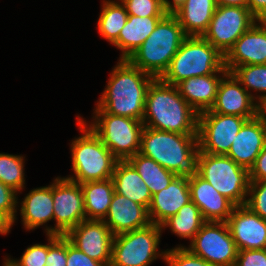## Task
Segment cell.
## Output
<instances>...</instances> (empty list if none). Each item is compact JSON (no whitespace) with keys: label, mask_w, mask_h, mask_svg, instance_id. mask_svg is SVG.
<instances>
[{"label":"cell","mask_w":266,"mask_h":266,"mask_svg":"<svg viewBox=\"0 0 266 266\" xmlns=\"http://www.w3.org/2000/svg\"><path fill=\"white\" fill-rule=\"evenodd\" d=\"M154 79L128 60L119 59L93 113H109L142 121L146 94Z\"/></svg>","instance_id":"cell-1"},{"label":"cell","mask_w":266,"mask_h":266,"mask_svg":"<svg viewBox=\"0 0 266 266\" xmlns=\"http://www.w3.org/2000/svg\"><path fill=\"white\" fill-rule=\"evenodd\" d=\"M144 126L179 134H197L198 113L179 94L175 85L155 78L145 100Z\"/></svg>","instance_id":"cell-2"},{"label":"cell","mask_w":266,"mask_h":266,"mask_svg":"<svg viewBox=\"0 0 266 266\" xmlns=\"http://www.w3.org/2000/svg\"><path fill=\"white\" fill-rule=\"evenodd\" d=\"M197 152V134L143 128L139 153L176 175L189 176L195 172Z\"/></svg>","instance_id":"cell-3"},{"label":"cell","mask_w":266,"mask_h":266,"mask_svg":"<svg viewBox=\"0 0 266 266\" xmlns=\"http://www.w3.org/2000/svg\"><path fill=\"white\" fill-rule=\"evenodd\" d=\"M187 36L174 14H165L154 31L127 59L134 67L160 78Z\"/></svg>","instance_id":"cell-4"},{"label":"cell","mask_w":266,"mask_h":266,"mask_svg":"<svg viewBox=\"0 0 266 266\" xmlns=\"http://www.w3.org/2000/svg\"><path fill=\"white\" fill-rule=\"evenodd\" d=\"M76 117L82 135L72 140L70 150L74 174L66 178L79 184L112 178L118 160L86 124L87 121Z\"/></svg>","instance_id":"cell-5"},{"label":"cell","mask_w":266,"mask_h":266,"mask_svg":"<svg viewBox=\"0 0 266 266\" xmlns=\"http://www.w3.org/2000/svg\"><path fill=\"white\" fill-rule=\"evenodd\" d=\"M228 72L224 55L202 36H187L160 79L176 85L184 79Z\"/></svg>","instance_id":"cell-6"},{"label":"cell","mask_w":266,"mask_h":266,"mask_svg":"<svg viewBox=\"0 0 266 266\" xmlns=\"http://www.w3.org/2000/svg\"><path fill=\"white\" fill-rule=\"evenodd\" d=\"M195 172L235 206L245 205L250 185L249 170L227 155L198 150Z\"/></svg>","instance_id":"cell-7"},{"label":"cell","mask_w":266,"mask_h":266,"mask_svg":"<svg viewBox=\"0 0 266 266\" xmlns=\"http://www.w3.org/2000/svg\"><path fill=\"white\" fill-rule=\"evenodd\" d=\"M93 114V122L86 124L118 161H126L140 152L142 121L109 113Z\"/></svg>","instance_id":"cell-8"},{"label":"cell","mask_w":266,"mask_h":266,"mask_svg":"<svg viewBox=\"0 0 266 266\" xmlns=\"http://www.w3.org/2000/svg\"><path fill=\"white\" fill-rule=\"evenodd\" d=\"M162 228L156 224L117 234L113 237L110 266H149L157 258H165L159 251Z\"/></svg>","instance_id":"cell-9"},{"label":"cell","mask_w":266,"mask_h":266,"mask_svg":"<svg viewBox=\"0 0 266 266\" xmlns=\"http://www.w3.org/2000/svg\"><path fill=\"white\" fill-rule=\"evenodd\" d=\"M188 246L191 253L214 266H235L238 248L226 222L206 221Z\"/></svg>","instance_id":"cell-10"},{"label":"cell","mask_w":266,"mask_h":266,"mask_svg":"<svg viewBox=\"0 0 266 266\" xmlns=\"http://www.w3.org/2000/svg\"><path fill=\"white\" fill-rule=\"evenodd\" d=\"M54 227H45L46 235H65L71 228L86 220L81 185L66 177L53 180Z\"/></svg>","instance_id":"cell-11"},{"label":"cell","mask_w":266,"mask_h":266,"mask_svg":"<svg viewBox=\"0 0 266 266\" xmlns=\"http://www.w3.org/2000/svg\"><path fill=\"white\" fill-rule=\"evenodd\" d=\"M258 19L247 7L217 6L203 38L224 56Z\"/></svg>","instance_id":"cell-12"},{"label":"cell","mask_w":266,"mask_h":266,"mask_svg":"<svg viewBox=\"0 0 266 266\" xmlns=\"http://www.w3.org/2000/svg\"><path fill=\"white\" fill-rule=\"evenodd\" d=\"M246 120L245 117L219 114L211 110L198 114V150L226 155Z\"/></svg>","instance_id":"cell-13"},{"label":"cell","mask_w":266,"mask_h":266,"mask_svg":"<svg viewBox=\"0 0 266 266\" xmlns=\"http://www.w3.org/2000/svg\"><path fill=\"white\" fill-rule=\"evenodd\" d=\"M64 236L90 258L110 266L114 235L103 220H83Z\"/></svg>","instance_id":"cell-14"},{"label":"cell","mask_w":266,"mask_h":266,"mask_svg":"<svg viewBox=\"0 0 266 266\" xmlns=\"http://www.w3.org/2000/svg\"><path fill=\"white\" fill-rule=\"evenodd\" d=\"M210 110L251 119L262 112V106L241 86L231 72H227L219 82L216 100Z\"/></svg>","instance_id":"cell-15"},{"label":"cell","mask_w":266,"mask_h":266,"mask_svg":"<svg viewBox=\"0 0 266 266\" xmlns=\"http://www.w3.org/2000/svg\"><path fill=\"white\" fill-rule=\"evenodd\" d=\"M266 64V20H258L234 43L224 56V67Z\"/></svg>","instance_id":"cell-16"},{"label":"cell","mask_w":266,"mask_h":266,"mask_svg":"<svg viewBox=\"0 0 266 266\" xmlns=\"http://www.w3.org/2000/svg\"><path fill=\"white\" fill-rule=\"evenodd\" d=\"M266 143V117L261 112L247 119L226 154L238 165L250 170Z\"/></svg>","instance_id":"cell-17"},{"label":"cell","mask_w":266,"mask_h":266,"mask_svg":"<svg viewBox=\"0 0 266 266\" xmlns=\"http://www.w3.org/2000/svg\"><path fill=\"white\" fill-rule=\"evenodd\" d=\"M226 224L238 250L266 249V220L247 206H235Z\"/></svg>","instance_id":"cell-18"},{"label":"cell","mask_w":266,"mask_h":266,"mask_svg":"<svg viewBox=\"0 0 266 266\" xmlns=\"http://www.w3.org/2000/svg\"><path fill=\"white\" fill-rule=\"evenodd\" d=\"M189 188L191 201L198 206L205 221L228 220L235 205L196 172L189 175Z\"/></svg>","instance_id":"cell-19"},{"label":"cell","mask_w":266,"mask_h":266,"mask_svg":"<svg viewBox=\"0 0 266 266\" xmlns=\"http://www.w3.org/2000/svg\"><path fill=\"white\" fill-rule=\"evenodd\" d=\"M190 201L189 176L176 175L168 187L152 196L148 208L151 223L161 226Z\"/></svg>","instance_id":"cell-20"},{"label":"cell","mask_w":266,"mask_h":266,"mask_svg":"<svg viewBox=\"0 0 266 266\" xmlns=\"http://www.w3.org/2000/svg\"><path fill=\"white\" fill-rule=\"evenodd\" d=\"M115 236L145 228L151 224L148 209L116 192L113 194L108 213L103 219Z\"/></svg>","instance_id":"cell-21"},{"label":"cell","mask_w":266,"mask_h":266,"mask_svg":"<svg viewBox=\"0 0 266 266\" xmlns=\"http://www.w3.org/2000/svg\"><path fill=\"white\" fill-rule=\"evenodd\" d=\"M226 73L215 72L212 75L187 78L175 86L186 102L200 114L214 105L219 82Z\"/></svg>","instance_id":"cell-22"},{"label":"cell","mask_w":266,"mask_h":266,"mask_svg":"<svg viewBox=\"0 0 266 266\" xmlns=\"http://www.w3.org/2000/svg\"><path fill=\"white\" fill-rule=\"evenodd\" d=\"M20 204L21 221L27 231L53 220V183L32 189Z\"/></svg>","instance_id":"cell-23"},{"label":"cell","mask_w":266,"mask_h":266,"mask_svg":"<svg viewBox=\"0 0 266 266\" xmlns=\"http://www.w3.org/2000/svg\"><path fill=\"white\" fill-rule=\"evenodd\" d=\"M111 179L116 193L149 208L152 194L139 173L127 160L116 162Z\"/></svg>","instance_id":"cell-24"},{"label":"cell","mask_w":266,"mask_h":266,"mask_svg":"<svg viewBox=\"0 0 266 266\" xmlns=\"http://www.w3.org/2000/svg\"><path fill=\"white\" fill-rule=\"evenodd\" d=\"M163 16L138 17L128 15L118 40L113 44L121 50L120 60H127L154 31Z\"/></svg>","instance_id":"cell-25"},{"label":"cell","mask_w":266,"mask_h":266,"mask_svg":"<svg viewBox=\"0 0 266 266\" xmlns=\"http://www.w3.org/2000/svg\"><path fill=\"white\" fill-rule=\"evenodd\" d=\"M216 7L215 0H186L174 15L186 36H203Z\"/></svg>","instance_id":"cell-26"},{"label":"cell","mask_w":266,"mask_h":266,"mask_svg":"<svg viewBox=\"0 0 266 266\" xmlns=\"http://www.w3.org/2000/svg\"><path fill=\"white\" fill-rule=\"evenodd\" d=\"M86 220H103L109 210L114 194L111 178L81 183Z\"/></svg>","instance_id":"cell-27"},{"label":"cell","mask_w":266,"mask_h":266,"mask_svg":"<svg viewBox=\"0 0 266 266\" xmlns=\"http://www.w3.org/2000/svg\"><path fill=\"white\" fill-rule=\"evenodd\" d=\"M139 173L149 188L152 196L169 186L176 176L174 172L163 168L155 160L140 153L133 155L127 160Z\"/></svg>","instance_id":"cell-28"},{"label":"cell","mask_w":266,"mask_h":266,"mask_svg":"<svg viewBox=\"0 0 266 266\" xmlns=\"http://www.w3.org/2000/svg\"><path fill=\"white\" fill-rule=\"evenodd\" d=\"M128 19V13L120 0H103L97 28L101 37L114 44Z\"/></svg>","instance_id":"cell-29"},{"label":"cell","mask_w":266,"mask_h":266,"mask_svg":"<svg viewBox=\"0 0 266 266\" xmlns=\"http://www.w3.org/2000/svg\"><path fill=\"white\" fill-rule=\"evenodd\" d=\"M198 206L190 201L179 209L177 214L167 219L162 225V230L169 227L172 233L191 241L205 223Z\"/></svg>","instance_id":"cell-30"},{"label":"cell","mask_w":266,"mask_h":266,"mask_svg":"<svg viewBox=\"0 0 266 266\" xmlns=\"http://www.w3.org/2000/svg\"><path fill=\"white\" fill-rule=\"evenodd\" d=\"M231 73L260 106L266 104V64L237 66ZM250 89L260 92V95L255 96Z\"/></svg>","instance_id":"cell-31"},{"label":"cell","mask_w":266,"mask_h":266,"mask_svg":"<svg viewBox=\"0 0 266 266\" xmlns=\"http://www.w3.org/2000/svg\"><path fill=\"white\" fill-rule=\"evenodd\" d=\"M24 156L0 153V181L17 193L24 189Z\"/></svg>","instance_id":"cell-32"},{"label":"cell","mask_w":266,"mask_h":266,"mask_svg":"<svg viewBox=\"0 0 266 266\" xmlns=\"http://www.w3.org/2000/svg\"><path fill=\"white\" fill-rule=\"evenodd\" d=\"M164 261L168 266H214L191 253L186 246H181V244L178 247L167 249Z\"/></svg>","instance_id":"cell-33"},{"label":"cell","mask_w":266,"mask_h":266,"mask_svg":"<svg viewBox=\"0 0 266 266\" xmlns=\"http://www.w3.org/2000/svg\"><path fill=\"white\" fill-rule=\"evenodd\" d=\"M128 15L138 17L164 16L162 0H120Z\"/></svg>","instance_id":"cell-34"},{"label":"cell","mask_w":266,"mask_h":266,"mask_svg":"<svg viewBox=\"0 0 266 266\" xmlns=\"http://www.w3.org/2000/svg\"><path fill=\"white\" fill-rule=\"evenodd\" d=\"M245 206L266 220V180L250 181Z\"/></svg>","instance_id":"cell-35"},{"label":"cell","mask_w":266,"mask_h":266,"mask_svg":"<svg viewBox=\"0 0 266 266\" xmlns=\"http://www.w3.org/2000/svg\"><path fill=\"white\" fill-rule=\"evenodd\" d=\"M48 256L45 266H66L67 238L64 235L48 234Z\"/></svg>","instance_id":"cell-36"},{"label":"cell","mask_w":266,"mask_h":266,"mask_svg":"<svg viewBox=\"0 0 266 266\" xmlns=\"http://www.w3.org/2000/svg\"><path fill=\"white\" fill-rule=\"evenodd\" d=\"M48 244H34L24 251L20 259L8 258L14 266H45Z\"/></svg>","instance_id":"cell-37"},{"label":"cell","mask_w":266,"mask_h":266,"mask_svg":"<svg viewBox=\"0 0 266 266\" xmlns=\"http://www.w3.org/2000/svg\"><path fill=\"white\" fill-rule=\"evenodd\" d=\"M17 194L15 190L0 181V212L12 222V227L17 218L16 213L19 203Z\"/></svg>","instance_id":"cell-38"},{"label":"cell","mask_w":266,"mask_h":266,"mask_svg":"<svg viewBox=\"0 0 266 266\" xmlns=\"http://www.w3.org/2000/svg\"><path fill=\"white\" fill-rule=\"evenodd\" d=\"M235 266H266V249L238 250Z\"/></svg>","instance_id":"cell-39"},{"label":"cell","mask_w":266,"mask_h":266,"mask_svg":"<svg viewBox=\"0 0 266 266\" xmlns=\"http://www.w3.org/2000/svg\"><path fill=\"white\" fill-rule=\"evenodd\" d=\"M66 266H106L104 263L90 258L78 250L67 239V262Z\"/></svg>","instance_id":"cell-40"},{"label":"cell","mask_w":266,"mask_h":266,"mask_svg":"<svg viewBox=\"0 0 266 266\" xmlns=\"http://www.w3.org/2000/svg\"><path fill=\"white\" fill-rule=\"evenodd\" d=\"M250 181L266 180V143L256 158L255 164L249 170Z\"/></svg>","instance_id":"cell-41"},{"label":"cell","mask_w":266,"mask_h":266,"mask_svg":"<svg viewBox=\"0 0 266 266\" xmlns=\"http://www.w3.org/2000/svg\"><path fill=\"white\" fill-rule=\"evenodd\" d=\"M247 8L258 20H266V0H248Z\"/></svg>","instance_id":"cell-42"},{"label":"cell","mask_w":266,"mask_h":266,"mask_svg":"<svg viewBox=\"0 0 266 266\" xmlns=\"http://www.w3.org/2000/svg\"><path fill=\"white\" fill-rule=\"evenodd\" d=\"M163 8L166 14H174L185 2L186 0H162Z\"/></svg>","instance_id":"cell-43"},{"label":"cell","mask_w":266,"mask_h":266,"mask_svg":"<svg viewBox=\"0 0 266 266\" xmlns=\"http://www.w3.org/2000/svg\"><path fill=\"white\" fill-rule=\"evenodd\" d=\"M217 6L247 7L248 0H215Z\"/></svg>","instance_id":"cell-44"},{"label":"cell","mask_w":266,"mask_h":266,"mask_svg":"<svg viewBox=\"0 0 266 266\" xmlns=\"http://www.w3.org/2000/svg\"><path fill=\"white\" fill-rule=\"evenodd\" d=\"M12 222L0 212V234L7 235L12 228Z\"/></svg>","instance_id":"cell-45"},{"label":"cell","mask_w":266,"mask_h":266,"mask_svg":"<svg viewBox=\"0 0 266 266\" xmlns=\"http://www.w3.org/2000/svg\"><path fill=\"white\" fill-rule=\"evenodd\" d=\"M4 263H3V266H14L10 261H9V259L8 258H4Z\"/></svg>","instance_id":"cell-46"},{"label":"cell","mask_w":266,"mask_h":266,"mask_svg":"<svg viewBox=\"0 0 266 266\" xmlns=\"http://www.w3.org/2000/svg\"><path fill=\"white\" fill-rule=\"evenodd\" d=\"M262 113L266 117V104L264 106H262Z\"/></svg>","instance_id":"cell-47"}]
</instances>
